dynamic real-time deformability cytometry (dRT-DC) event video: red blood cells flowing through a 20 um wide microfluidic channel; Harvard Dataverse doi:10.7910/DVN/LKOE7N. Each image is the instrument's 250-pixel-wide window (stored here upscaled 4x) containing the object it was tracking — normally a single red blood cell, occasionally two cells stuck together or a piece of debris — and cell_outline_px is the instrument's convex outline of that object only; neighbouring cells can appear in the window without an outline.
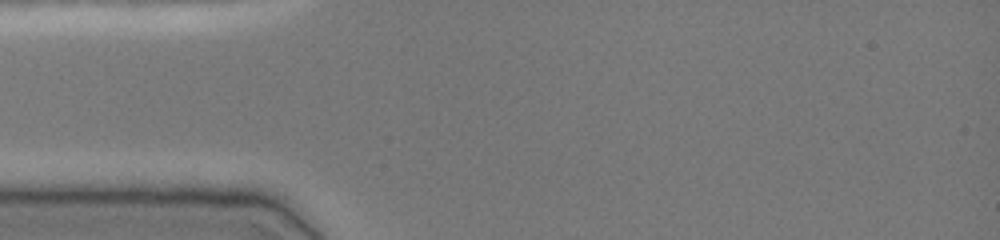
{"species": "common noctule bat (a hibernating species)", "species_latin": "Nyctalus noctula", "temperature_condition": "cold", "stored_images_in_passage": 2, "camera_frame_rate_fps": 3000, "um_per_image_px": 0.085, "animal": {"sex": "female", "body_mass_g": 19.0, "forearm_length_mm": 51.5}, "frame": {"image": 1, "passage_image": 1, "time_ms": 0.0, "image_size_px": [1000, 240], "cell_outline_px": [[212, 144], [208, 148], [192, 152], [100, 152], [52, 148], [52, 144], [104, 140], [160, 136]], "centroid_in_image_um": [11.59, 12.36], "position_along_channel_um": 73.4, "area_um2": 12.83}}